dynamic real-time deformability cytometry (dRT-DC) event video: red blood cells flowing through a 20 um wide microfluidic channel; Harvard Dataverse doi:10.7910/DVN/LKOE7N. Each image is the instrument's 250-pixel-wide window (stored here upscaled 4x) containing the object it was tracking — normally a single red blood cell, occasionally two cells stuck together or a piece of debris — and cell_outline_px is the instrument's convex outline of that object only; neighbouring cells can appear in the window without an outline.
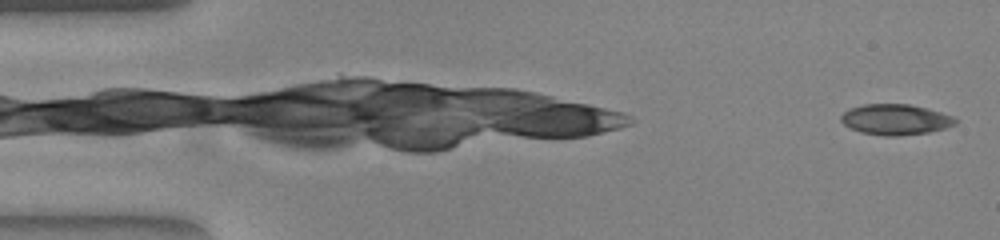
{"species": "common noctule bat (a hibernating species)", "species_latin": "Nyctalus noctula", "temperature_condition": "warm", "stored_images_in_passage": 52, "camera_frame_rate_fps": 3000, "um_per_image_px": 0.085, "animal": {"sex": "female", "body_mass_g": 23.0, "forearm_length_mm": 53.4}, "frame": {"image": 1, "passage_image": 1, "time_ms": 0.0, "image_size_px": [1000, 240], "cell_outline_px": [[956, 124], [944, 128], [928, 132], [896, 136], [888, 136], [860, 132], [844, 124], [840, 120], [840, 116], [844, 112], [852, 108], [864, 104], [908, 104], [940, 112], [952, 116], [956, 120]], "centroid_in_image_um": [76.09, 10.16], "position_along_channel_um": 8.9, "area_um2": 20.06}}
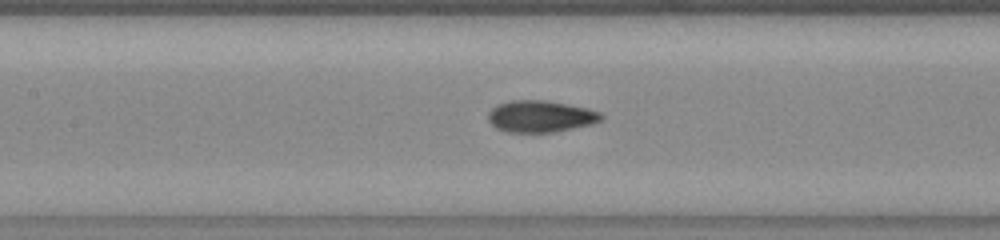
{"frame": {"image": 2, "passage_image": 23, "time_ms": 7.333, "image_size_px": [1000, 240], "cell_outline_px": [[604, 116], [600, 120], [592, 124], [552, 132], [508, 132], [496, 128], [488, 120], [488, 112], [492, 108], [500, 104], [512, 100], [548, 100], [584, 108], [600, 112]], "centroid_in_image_um": [45.92, 9.89], "position_along_channel_um": 161.5, "area_um2": 20.63}}
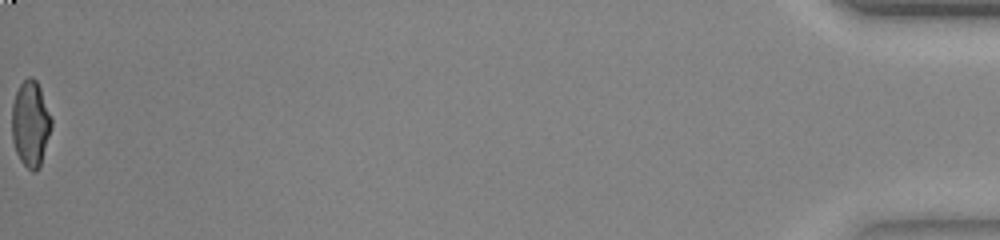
{"frame": {"image": 3, "passage_image": 52, "time_ms": 17.0, "image_size_px": [1000, 240], "cell_outline_px": [[52, 124], [40, 168], [36, 172], [32, 172], [20, 160], [16, 152], [12, 140], [12, 104], [16, 92], [20, 84], [28, 76], [32, 76], [36, 80], [40, 88], [52, 120]], "centroid_in_image_um": [2.59, 10.53], "position_along_channel_um": 432.6, "area_um2": 19.77}, "authors_computed_cell_mechanics": {"area_um2": 20.23, "velocity_mm_per_s": 3.9076, "shape_relaxation_time_tau1_ms": null, "shape_relaxation_time_tau2_ms": 1.0785, "deformation_change_tau1": null, "deformation_change_tau2": 0.057}}